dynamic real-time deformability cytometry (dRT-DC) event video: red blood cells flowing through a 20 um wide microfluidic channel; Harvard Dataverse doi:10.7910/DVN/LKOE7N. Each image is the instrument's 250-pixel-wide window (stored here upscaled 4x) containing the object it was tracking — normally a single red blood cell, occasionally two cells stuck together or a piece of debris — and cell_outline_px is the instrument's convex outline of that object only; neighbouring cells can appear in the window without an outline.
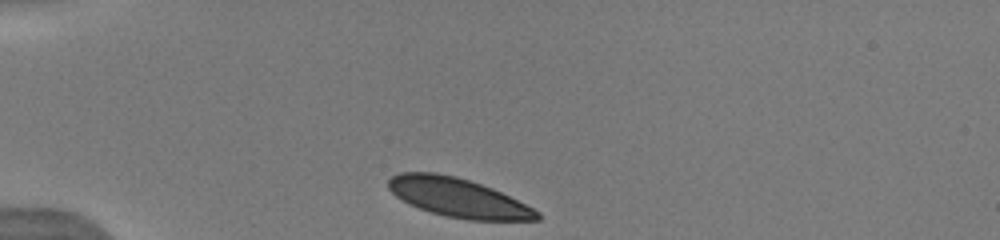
{"species": "human", "species_latin": "Homo sapiens", "temperature_condition": "warm", "stored_images_in_passage": 40, "camera_frame_rate_fps": 3000, "um_per_image_px": 0.085, "donor": {"sex": "male"}, "frame": {"image": 1, "passage_image": 1, "time_ms": 0.0, "image_size_px": [1000, 240], "cell_outline_px": [[540, 220], [468, 220], [444, 216], [420, 208], [396, 196], [388, 188], [388, 180], [392, 176], [400, 172], [436, 172], [456, 176], [492, 188], [540, 212]], "centroid_in_image_um": [38.93, 16.79], "position_along_channel_um": 46.1, "area_um2": 33.35}}
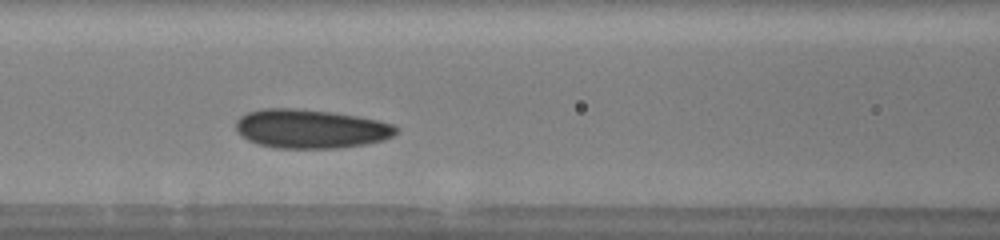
{"frame": {"image": 2, "passage_image": 11, "time_ms": 3.333, "image_size_px": [1000, 240], "cell_outline_px": [[400, 128], [392, 136], [384, 140], [364, 144], [336, 148], [276, 148], [256, 144], [240, 136], [236, 132], [236, 120], [240, 116], [248, 112], [264, 108], [296, 108], [328, 112], [356, 116], [376, 120], [392, 124]], "centroid_in_image_um": [26.35, 10.95], "position_along_channel_um": 140.2, "area_um2": 36.36}, "authors_computed_cell_mechanics": {"area_um2": 34.6222, "velocity_mm_per_s": 3.8999, "shape_relaxation_time_tau1_ms": 2.4076, "shape_relaxation_time_tau2_ms": null, "deformation_change_tau1": 0.0652, "deformation_change_tau2": null}}